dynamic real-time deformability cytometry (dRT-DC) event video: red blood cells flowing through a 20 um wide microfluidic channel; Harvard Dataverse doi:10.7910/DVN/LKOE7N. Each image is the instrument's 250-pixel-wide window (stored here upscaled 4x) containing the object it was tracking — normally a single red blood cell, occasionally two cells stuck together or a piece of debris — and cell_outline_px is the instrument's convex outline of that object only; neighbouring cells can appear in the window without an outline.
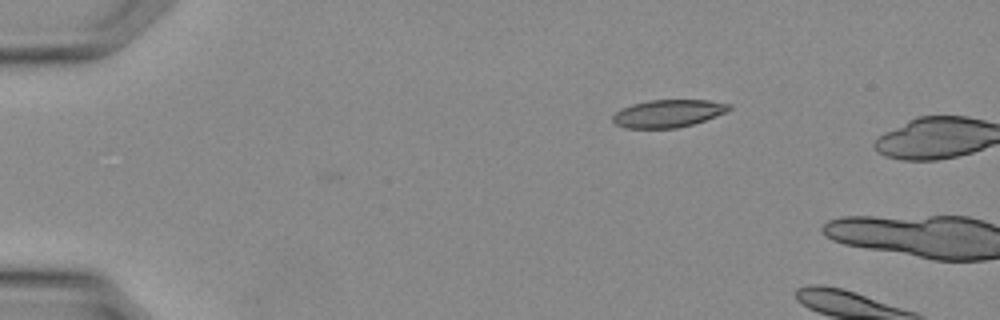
{"species": "Egyptian fruit bat (a non-hibernating species)", "species_latin": "Rousettus aegyptiacus", "temperature_condition": "warm", "stored_images_in_passage": 2, "camera_frame_rate_fps": 3000, "um_per_image_px": 0.085, "animal": {"sex": "female"}, "frame": {"image": 1, "passage_image": 1, "time_ms": 0.0, "image_size_px": [1000, 320], "cell_outline_px": [[732, 108], [716, 116], [692, 124], [676, 128], [624, 128], [616, 124], [612, 120], [612, 116], [620, 108], [632, 104], [648, 100], [708, 100], [732, 104]], "centroid_in_image_um": [56.76, 9.64], "position_along_channel_um": 28.2, "area_um2": 18.73}}